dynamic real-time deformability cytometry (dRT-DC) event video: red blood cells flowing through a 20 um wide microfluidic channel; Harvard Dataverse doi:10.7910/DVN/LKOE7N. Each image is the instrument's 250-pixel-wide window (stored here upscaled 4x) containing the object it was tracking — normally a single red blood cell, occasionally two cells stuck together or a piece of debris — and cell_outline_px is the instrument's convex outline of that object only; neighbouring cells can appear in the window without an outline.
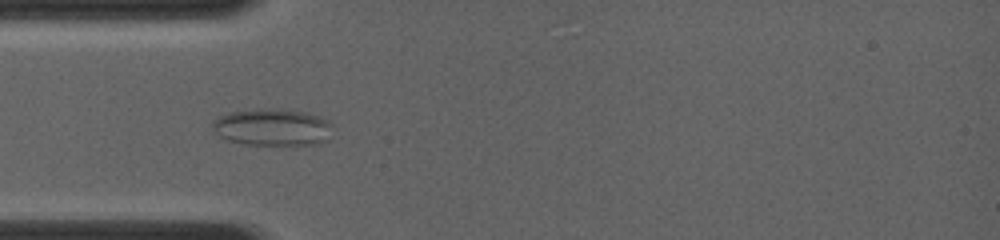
{"species": "common noctule bat (a hibernating species)", "species_latin": "Nyctalus noctula", "temperature_condition": "room temperature", "stored_images_in_passage": 11, "camera_frame_rate_fps": 4000, "um_per_image_px": 0.085, "animal": {"sex": "female", "body_mass_g": 19.0, "forearm_length_mm": 56.7}, "frame": {"image": 1, "passage_image": 7, "time_ms": 1.75, "image_size_px": [1000, 240], "cell_outline_px": [[332, 124], [328, 140], [320, 144], [244, 144], [228, 140], [220, 136], [212, 128], [212, 120], [220, 116], [232, 112], [308, 112], [320, 116], [328, 120]], "centroid_in_image_um": [23.2, 10.87], "position_along_channel_um": 61.8, "area_um2": 24.68}}